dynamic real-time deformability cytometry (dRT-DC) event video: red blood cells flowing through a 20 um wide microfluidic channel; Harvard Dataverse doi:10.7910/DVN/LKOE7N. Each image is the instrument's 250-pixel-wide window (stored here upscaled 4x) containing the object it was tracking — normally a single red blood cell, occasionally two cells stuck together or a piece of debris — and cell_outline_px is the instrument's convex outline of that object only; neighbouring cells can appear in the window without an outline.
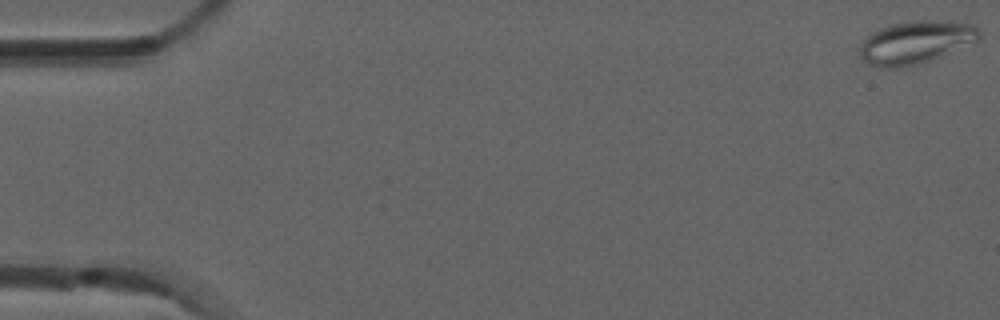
{"species": "common noctule bat (a hibernating species)", "species_latin": "Nyctalus noctula", "temperature_condition": "room temperature", "stored_images_in_passage": 6, "camera_frame_rate_fps": 3000, "um_per_image_px": 0.085, "animal": {"sex": "male", "forearm_length_mm": 52.5}, "frame": {"image": 1, "passage_image": 1, "time_ms": 0.0, "image_size_px": [1000, 320], "cell_outline_px": [[980, 40], [932, 60], [920, 64], [896, 68], [880, 68], [868, 64], [860, 56], [860, 48], [864, 40], [872, 32], [880, 28], [892, 24], [912, 20], [928, 20], [972, 24], [980, 28]], "centroid_in_image_um": [77.85, 3.61], "position_along_channel_um": 7.2, "area_um2": 29.88}}